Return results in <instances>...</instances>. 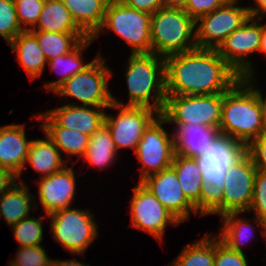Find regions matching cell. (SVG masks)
<instances>
[{
    "mask_svg": "<svg viewBox=\"0 0 266 266\" xmlns=\"http://www.w3.org/2000/svg\"><path fill=\"white\" fill-rule=\"evenodd\" d=\"M166 95H210L228 91L241 77L217 49L198 48L164 58Z\"/></svg>",
    "mask_w": 266,
    "mask_h": 266,
    "instance_id": "cell-1",
    "label": "cell"
},
{
    "mask_svg": "<svg viewBox=\"0 0 266 266\" xmlns=\"http://www.w3.org/2000/svg\"><path fill=\"white\" fill-rule=\"evenodd\" d=\"M264 131L266 127L256 94L240 78L223 93L219 132L247 147Z\"/></svg>",
    "mask_w": 266,
    "mask_h": 266,
    "instance_id": "cell-2",
    "label": "cell"
},
{
    "mask_svg": "<svg viewBox=\"0 0 266 266\" xmlns=\"http://www.w3.org/2000/svg\"><path fill=\"white\" fill-rule=\"evenodd\" d=\"M128 62L125 74L129 91L127 106L148 107L161 114L167 96L164 58L154 53H131ZM154 89L156 93L152 95Z\"/></svg>",
    "mask_w": 266,
    "mask_h": 266,
    "instance_id": "cell-3",
    "label": "cell"
},
{
    "mask_svg": "<svg viewBox=\"0 0 266 266\" xmlns=\"http://www.w3.org/2000/svg\"><path fill=\"white\" fill-rule=\"evenodd\" d=\"M195 28V20L183 9L160 8L150 19L151 53L166 58L195 49Z\"/></svg>",
    "mask_w": 266,
    "mask_h": 266,
    "instance_id": "cell-4",
    "label": "cell"
},
{
    "mask_svg": "<svg viewBox=\"0 0 266 266\" xmlns=\"http://www.w3.org/2000/svg\"><path fill=\"white\" fill-rule=\"evenodd\" d=\"M223 93L210 95H167L161 116L166 123L197 124L219 130Z\"/></svg>",
    "mask_w": 266,
    "mask_h": 266,
    "instance_id": "cell-5",
    "label": "cell"
},
{
    "mask_svg": "<svg viewBox=\"0 0 266 266\" xmlns=\"http://www.w3.org/2000/svg\"><path fill=\"white\" fill-rule=\"evenodd\" d=\"M150 19V14L127 7L120 0H109L103 24L92 38L107 28L132 47V54L151 53Z\"/></svg>",
    "mask_w": 266,
    "mask_h": 266,
    "instance_id": "cell-6",
    "label": "cell"
},
{
    "mask_svg": "<svg viewBox=\"0 0 266 266\" xmlns=\"http://www.w3.org/2000/svg\"><path fill=\"white\" fill-rule=\"evenodd\" d=\"M104 62L101 55L97 56L82 72L67 79L54 94L76 98L89 107H110L113 95L107 87V80L112 72Z\"/></svg>",
    "mask_w": 266,
    "mask_h": 266,
    "instance_id": "cell-7",
    "label": "cell"
},
{
    "mask_svg": "<svg viewBox=\"0 0 266 266\" xmlns=\"http://www.w3.org/2000/svg\"><path fill=\"white\" fill-rule=\"evenodd\" d=\"M48 217L51 220V232L54 239L71 254L82 255L98 235L97 225L89 209L86 211L68 207L57 210Z\"/></svg>",
    "mask_w": 266,
    "mask_h": 266,
    "instance_id": "cell-8",
    "label": "cell"
},
{
    "mask_svg": "<svg viewBox=\"0 0 266 266\" xmlns=\"http://www.w3.org/2000/svg\"><path fill=\"white\" fill-rule=\"evenodd\" d=\"M238 0H231L200 16L195 22L198 48L218 49L225 39L239 28L250 16L248 7L236 6Z\"/></svg>",
    "mask_w": 266,
    "mask_h": 266,
    "instance_id": "cell-9",
    "label": "cell"
},
{
    "mask_svg": "<svg viewBox=\"0 0 266 266\" xmlns=\"http://www.w3.org/2000/svg\"><path fill=\"white\" fill-rule=\"evenodd\" d=\"M164 123L166 120L160 114L156 116L145 129L136 151H134L143 164L140 181L146 176L160 172L172 165L176 153L175 140L173 135L168 136L167 131L162 128Z\"/></svg>",
    "mask_w": 266,
    "mask_h": 266,
    "instance_id": "cell-10",
    "label": "cell"
},
{
    "mask_svg": "<svg viewBox=\"0 0 266 266\" xmlns=\"http://www.w3.org/2000/svg\"><path fill=\"white\" fill-rule=\"evenodd\" d=\"M112 96L111 108L119 110L116 118L105 114L104 124L110 130L117 152L120 148H132L136 151L137 145L145 129L159 113L148 107L127 106Z\"/></svg>",
    "mask_w": 266,
    "mask_h": 266,
    "instance_id": "cell-11",
    "label": "cell"
},
{
    "mask_svg": "<svg viewBox=\"0 0 266 266\" xmlns=\"http://www.w3.org/2000/svg\"><path fill=\"white\" fill-rule=\"evenodd\" d=\"M253 21L252 23H250ZM255 17H249L239 28L234 30L217 49L219 55L242 78L254 76L252 64L245 57L261 45V24Z\"/></svg>",
    "mask_w": 266,
    "mask_h": 266,
    "instance_id": "cell-12",
    "label": "cell"
},
{
    "mask_svg": "<svg viewBox=\"0 0 266 266\" xmlns=\"http://www.w3.org/2000/svg\"><path fill=\"white\" fill-rule=\"evenodd\" d=\"M133 191L129 206L132 222L130 226L146 231L162 241L166 225L171 223L175 226L181 222L140 182Z\"/></svg>",
    "mask_w": 266,
    "mask_h": 266,
    "instance_id": "cell-13",
    "label": "cell"
},
{
    "mask_svg": "<svg viewBox=\"0 0 266 266\" xmlns=\"http://www.w3.org/2000/svg\"><path fill=\"white\" fill-rule=\"evenodd\" d=\"M256 172L253 160L247 152L228 167L223 188V214L249 211Z\"/></svg>",
    "mask_w": 266,
    "mask_h": 266,
    "instance_id": "cell-14",
    "label": "cell"
},
{
    "mask_svg": "<svg viewBox=\"0 0 266 266\" xmlns=\"http://www.w3.org/2000/svg\"><path fill=\"white\" fill-rule=\"evenodd\" d=\"M246 153V146L227 135L219 134L201 156L196 157L204 182L223 189L228 167Z\"/></svg>",
    "mask_w": 266,
    "mask_h": 266,
    "instance_id": "cell-15",
    "label": "cell"
},
{
    "mask_svg": "<svg viewBox=\"0 0 266 266\" xmlns=\"http://www.w3.org/2000/svg\"><path fill=\"white\" fill-rule=\"evenodd\" d=\"M139 182L181 223L189 219L190 211L197 214L195 207L184 196L172 167L148 175Z\"/></svg>",
    "mask_w": 266,
    "mask_h": 266,
    "instance_id": "cell-16",
    "label": "cell"
},
{
    "mask_svg": "<svg viewBox=\"0 0 266 266\" xmlns=\"http://www.w3.org/2000/svg\"><path fill=\"white\" fill-rule=\"evenodd\" d=\"M73 167L65 166L62 170L38 181V197L49 214L70 207L74 200L76 179Z\"/></svg>",
    "mask_w": 266,
    "mask_h": 266,
    "instance_id": "cell-17",
    "label": "cell"
},
{
    "mask_svg": "<svg viewBox=\"0 0 266 266\" xmlns=\"http://www.w3.org/2000/svg\"><path fill=\"white\" fill-rule=\"evenodd\" d=\"M23 124L0 127V167L13 172L20 178L26 168V160L32 140L26 139Z\"/></svg>",
    "mask_w": 266,
    "mask_h": 266,
    "instance_id": "cell-18",
    "label": "cell"
},
{
    "mask_svg": "<svg viewBox=\"0 0 266 266\" xmlns=\"http://www.w3.org/2000/svg\"><path fill=\"white\" fill-rule=\"evenodd\" d=\"M94 107V108H93ZM96 108V109H95ZM98 108V110H97ZM104 108L91 106H78L68 104L46 111V113L60 126L82 132L91 136L103 124L105 119Z\"/></svg>",
    "mask_w": 266,
    "mask_h": 266,
    "instance_id": "cell-19",
    "label": "cell"
},
{
    "mask_svg": "<svg viewBox=\"0 0 266 266\" xmlns=\"http://www.w3.org/2000/svg\"><path fill=\"white\" fill-rule=\"evenodd\" d=\"M173 137L176 153L187 157H199L211 146L220 134L218 129L197 124H176Z\"/></svg>",
    "mask_w": 266,
    "mask_h": 266,
    "instance_id": "cell-20",
    "label": "cell"
},
{
    "mask_svg": "<svg viewBox=\"0 0 266 266\" xmlns=\"http://www.w3.org/2000/svg\"><path fill=\"white\" fill-rule=\"evenodd\" d=\"M171 167L177 174L184 196L200 215V193L204 181L197 158L175 153Z\"/></svg>",
    "mask_w": 266,
    "mask_h": 266,
    "instance_id": "cell-21",
    "label": "cell"
},
{
    "mask_svg": "<svg viewBox=\"0 0 266 266\" xmlns=\"http://www.w3.org/2000/svg\"><path fill=\"white\" fill-rule=\"evenodd\" d=\"M76 25L93 37L101 28L109 0H62Z\"/></svg>",
    "mask_w": 266,
    "mask_h": 266,
    "instance_id": "cell-22",
    "label": "cell"
},
{
    "mask_svg": "<svg viewBox=\"0 0 266 266\" xmlns=\"http://www.w3.org/2000/svg\"><path fill=\"white\" fill-rule=\"evenodd\" d=\"M45 123L41 125L45 132L58 149L67 155L83 157L89 145L90 136L80 131L60 127L46 112L38 116Z\"/></svg>",
    "mask_w": 266,
    "mask_h": 266,
    "instance_id": "cell-23",
    "label": "cell"
},
{
    "mask_svg": "<svg viewBox=\"0 0 266 266\" xmlns=\"http://www.w3.org/2000/svg\"><path fill=\"white\" fill-rule=\"evenodd\" d=\"M9 45L29 77L32 80L39 77L48 61L36 37L30 31H23Z\"/></svg>",
    "mask_w": 266,
    "mask_h": 266,
    "instance_id": "cell-24",
    "label": "cell"
},
{
    "mask_svg": "<svg viewBox=\"0 0 266 266\" xmlns=\"http://www.w3.org/2000/svg\"><path fill=\"white\" fill-rule=\"evenodd\" d=\"M60 150L47 136L45 139L32 140L26 163L42 174L44 177L49 176L63 169L64 161L61 158Z\"/></svg>",
    "mask_w": 266,
    "mask_h": 266,
    "instance_id": "cell-25",
    "label": "cell"
},
{
    "mask_svg": "<svg viewBox=\"0 0 266 266\" xmlns=\"http://www.w3.org/2000/svg\"><path fill=\"white\" fill-rule=\"evenodd\" d=\"M37 28L30 31L84 33L75 23L62 0H45Z\"/></svg>",
    "mask_w": 266,
    "mask_h": 266,
    "instance_id": "cell-26",
    "label": "cell"
},
{
    "mask_svg": "<svg viewBox=\"0 0 266 266\" xmlns=\"http://www.w3.org/2000/svg\"><path fill=\"white\" fill-rule=\"evenodd\" d=\"M24 183L16 182L9 190L0 195V216L9 226L29 217L32 194Z\"/></svg>",
    "mask_w": 266,
    "mask_h": 266,
    "instance_id": "cell-27",
    "label": "cell"
},
{
    "mask_svg": "<svg viewBox=\"0 0 266 266\" xmlns=\"http://www.w3.org/2000/svg\"><path fill=\"white\" fill-rule=\"evenodd\" d=\"M92 41H94L92 37H87L69 53L49 60L48 65L52 71L58 69V72L60 70L61 78L56 81L45 83L44 88L55 92L67 79L87 68L91 62L83 64L81 55Z\"/></svg>",
    "mask_w": 266,
    "mask_h": 266,
    "instance_id": "cell-28",
    "label": "cell"
},
{
    "mask_svg": "<svg viewBox=\"0 0 266 266\" xmlns=\"http://www.w3.org/2000/svg\"><path fill=\"white\" fill-rule=\"evenodd\" d=\"M116 154L117 150L110 130L103 124L90 136L89 145L83 158L90 165L103 169L116 160Z\"/></svg>",
    "mask_w": 266,
    "mask_h": 266,
    "instance_id": "cell-29",
    "label": "cell"
},
{
    "mask_svg": "<svg viewBox=\"0 0 266 266\" xmlns=\"http://www.w3.org/2000/svg\"><path fill=\"white\" fill-rule=\"evenodd\" d=\"M30 32L36 37L47 61L69 53L88 37L85 33Z\"/></svg>",
    "mask_w": 266,
    "mask_h": 266,
    "instance_id": "cell-30",
    "label": "cell"
},
{
    "mask_svg": "<svg viewBox=\"0 0 266 266\" xmlns=\"http://www.w3.org/2000/svg\"><path fill=\"white\" fill-rule=\"evenodd\" d=\"M183 249L168 266H214L215 237L212 238V234Z\"/></svg>",
    "mask_w": 266,
    "mask_h": 266,
    "instance_id": "cell-31",
    "label": "cell"
},
{
    "mask_svg": "<svg viewBox=\"0 0 266 266\" xmlns=\"http://www.w3.org/2000/svg\"><path fill=\"white\" fill-rule=\"evenodd\" d=\"M239 214L241 212H228L221 216L225 224L221 228L222 232L219 233L218 238L231 250L243 253L240 244L242 245V241H245L252 233V225L242 218H237L236 216Z\"/></svg>",
    "mask_w": 266,
    "mask_h": 266,
    "instance_id": "cell-32",
    "label": "cell"
},
{
    "mask_svg": "<svg viewBox=\"0 0 266 266\" xmlns=\"http://www.w3.org/2000/svg\"><path fill=\"white\" fill-rule=\"evenodd\" d=\"M15 240L20 247L40 245L43 239L42 217L25 218L12 225Z\"/></svg>",
    "mask_w": 266,
    "mask_h": 266,
    "instance_id": "cell-33",
    "label": "cell"
},
{
    "mask_svg": "<svg viewBox=\"0 0 266 266\" xmlns=\"http://www.w3.org/2000/svg\"><path fill=\"white\" fill-rule=\"evenodd\" d=\"M250 211L254 210V222L263 228L262 234L266 237V172L257 170L254 177L253 199L250 205Z\"/></svg>",
    "mask_w": 266,
    "mask_h": 266,
    "instance_id": "cell-34",
    "label": "cell"
},
{
    "mask_svg": "<svg viewBox=\"0 0 266 266\" xmlns=\"http://www.w3.org/2000/svg\"><path fill=\"white\" fill-rule=\"evenodd\" d=\"M23 31L16 15L14 0H0V35L9 44Z\"/></svg>",
    "mask_w": 266,
    "mask_h": 266,
    "instance_id": "cell-35",
    "label": "cell"
},
{
    "mask_svg": "<svg viewBox=\"0 0 266 266\" xmlns=\"http://www.w3.org/2000/svg\"><path fill=\"white\" fill-rule=\"evenodd\" d=\"M44 2L45 0H14L16 15L24 31L36 27Z\"/></svg>",
    "mask_w": 266,
    "mask_h": 266,
    "instance_id": "cell-36",
    "label": "cell"
},
{
    "mask_svg": "<svg viewBox=\"0 0 266 266\" xmlns=\"http://www.w3.org/2000/svg\"><path fill=\"white\" fill-rule=\"evenodd\" d=\"M208 214L223 215V189L204 182L200 193V216Z\"/></svg>",
    "mask_w": 266,
    "mask_h": 266,
    "instance_id": "cell-37",
    "label": "cell"
},
{
    "mask_svg": "<svg viewBox=\"0 0 266 266\" xmlns=\"http://www.w3.org/2000/svg\"><path fill=\"white\" fill-rule=\"evenodd\" d=\"M51 261L44 248L36 245L19 247L16 259L10 263L15 266H50Z\"/></svg>",
    "mask_w": 266,
    "mask_h": 266,
    "instance_id": "cell-38",
    "label": "cell"
},
{
    "mask_svg": "<svg viewBox=\"0 0 266 266\" xmlns=\"http://www.w3.org/2000/svg\"><path fill=\"white\" fill-rule=\"evenodd\" d=\"M214 266H248L246 255L231 250L215 236Z\"/></svg>",
    "mask_w": 266,
    "mask_h": 266,
    "instance_id": "cell-39",
    "label": "cell"
},
{
    "mask_svg": "<svg viewBox=\"0 0 266 266\" xmlns=\"http://www.w3.org/2000/svg\"><path fill=\"white\" fill-rule=\"evenodd\" d=\"M231 0H188L183 9L195 21L202 15L211 13Z\"/></svg>",
    "mask_w": 266,
    "mask_h": 266,
    "instance_id": "cell-40",
    "label": "cell"
},
{
    "mask_svg": "<svg viewBox=\"0 0 266 266\" xmlns=\"http://www.w3.org/2000/svg\"><path fill=\"white\" fill-rule=\"evenodd\" d=\"M246 152L251 156L256 169L266 172V131L246 147Z\"/></svg>",
    "mask_w": 266,
    "mask_h": 266,
    "instance_id": "cell-41",
    "label": "cell"
},
{
    "mask_svg": "<svg viewBox=\"0 0 266 266\" xmlns=\"http://www.w3.org/2000/svg\"><path fill=\"white\" fill-rule=\"evenodd\" d=\"M125 6L142 11L147 14H154L164 7L163 0H120Z\"/></svg>",
    "mask_w": 266,
    "mask_h": 266,
    "instance_id": "cell-42",
    "label": "cell"
},
{
    "mask_svg": "<svg viewBox=\"0 0 266 266\" xmlns=\"http://www.w3.org/2000/svg\"><path fill=\"white\" fill-rule=\"evenodd\" d=\"M18 179V176L15 175L8 169L0 167V195L9 190Z\"/></svg>",
    "mask_w": 266,
    "mask_h": 266,
    "instance_id": "cell-43",
    "label": "cell"
},
{
    "mask_svg": "<svg viewBox=\"0 0 266 266\" xmlns=\"http://www.w3.org/2000/svg\"><path fill=\"white\" fill-rule=\"evenodd\" d=\"M241 79L255 92L257 100H258L260 108H261L263 122H264V125L266 127V99L265 100L263 99L260 90H258V89L254 90L253 89V85H252L251 80H250V79H252V76L242 77Z\"/></svg>",
    "mask_w": 266,
    "mask_h": 266,
    "instance_id": "cell-44",
    "label": "cell"
},
{
    "mask_svg": "<svg viewBox=\"0 0 266 266\" xmlns=\"http://www.w3.org/2000/svg\"><path fill=\"white\" fill-rule=\"evenodd\" d=\"M255 1L256 4L253 5H256V7L252 6L248 7L250 16L262 20L263 18L261 17V15L258 14L264 13L266 15V0H255Z\"/></svg>",
    "mask_w": 266,
    "mask_h": 266,
    "instance_id": "cell-45",
    "label": "cell"
},
{
    "mask_svg": "<svg viewBox=\"0 0 266 266\" xmlns=\"http://www.w3.org/2000/svg\"><path fill=\"white\" fill-rule=\"evenodd\" d=\"M50 266H89L85 265L82 262L77 261L76 259H69V260H53L50 263Z\"/></svg>",
    "mask_w": 266,
    "mask_h": 266,
    "instance_id": "cell-46",
    "label": "cell"
},
{
    "mask_svg": "<svg viewBox=\"0 0 266 266\" xmlns=\"http://www.w3.org/2000/svg\"><path fill=\"white\" fill-rule=\"evenodd\" d=\"M188 0H163L165 8H181L184 9Z\"/></svg>",
    "mask_w": 266,
    "mask_h": 266,
    "instance_id": "cell-47",
    "label": "cell"
},
{
    "mask_svg": "<svg viewBox=\"0 0 266 266\" xmlns=\"http://www.w3.org/2000/svg\"><path fill=\"white\" fill-rule=\"evenodd\" d=\"M259 51L266 55V24L261 25V45Z\"/></svg>",
    "mask_w": 266,
    "mask_h": 266,
    "instance_id": "cell-48",
    "label": "cell"
}]
</instances>
